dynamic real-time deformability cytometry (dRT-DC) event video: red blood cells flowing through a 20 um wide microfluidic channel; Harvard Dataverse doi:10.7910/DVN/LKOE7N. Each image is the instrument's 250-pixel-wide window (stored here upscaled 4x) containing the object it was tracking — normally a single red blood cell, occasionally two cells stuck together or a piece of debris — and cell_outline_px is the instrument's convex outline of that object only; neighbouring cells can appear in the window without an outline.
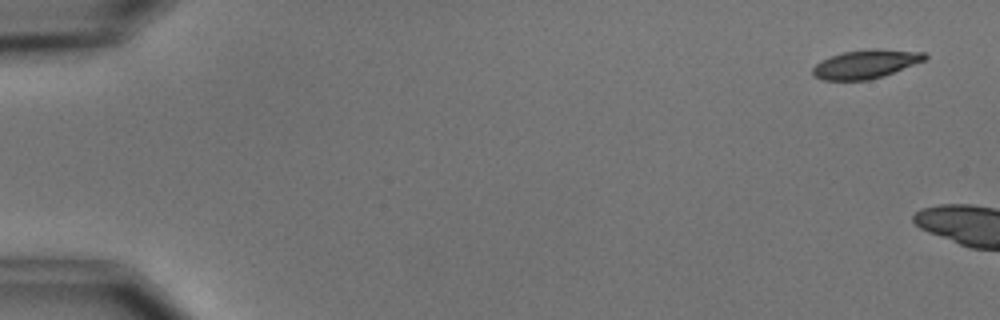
{"species": "common noctule bat (a hibernating species)", "species_latin": "Nyctalus noctula", "temperature_condition": "cold", "stored_images_in_passage": 3, "camera_frame_rate_fps": 3000, "um_per_image_px": 0.085, "animal": {"sex": "male", "body_mass_g": 15.6}, "frame": {"image": 1, "passage_image": 1, "time_ms": 0.0, "image_size_px": [1000, 320], "cell_outline_px": [[928, 56], [924, 60], [884, 76], [868, 80], [824, 80], [812, 76], [812, 68], [820, 60], [844, 52], [872, 48], [876, 48], [924, 52]], "centroid_in_image_um": [73.56, 5.44], "position_along_channel_um": 11.4, "area_um2": 18.73}}